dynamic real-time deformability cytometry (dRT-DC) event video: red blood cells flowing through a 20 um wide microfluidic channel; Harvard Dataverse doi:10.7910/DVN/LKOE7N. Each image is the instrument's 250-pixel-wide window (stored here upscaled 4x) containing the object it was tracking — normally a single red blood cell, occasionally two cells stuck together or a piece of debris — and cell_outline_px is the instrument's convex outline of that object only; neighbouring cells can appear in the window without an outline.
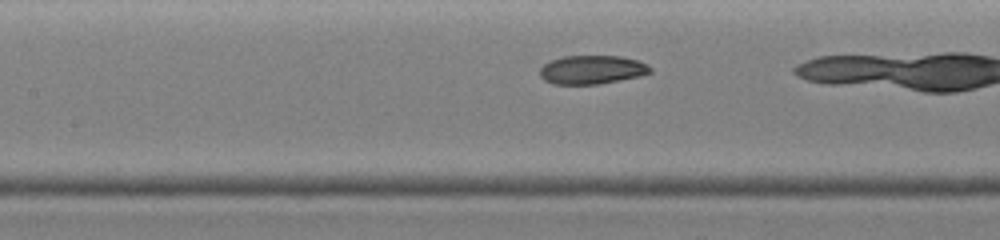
{"species": "common noctule bat (a hibernating species)", "species_latin": "Nyctalus noctula", "temperature_condition": "warm", "stored_images_in_passage": 24, "camera_frame_rate_fps": 3000, "um_per_image_px": 0.085, "animal": {"sex": "female", "body_mass_g": 19.0, "forearm_length_mm": 51.5}, "frame": {"image": 1, "passage_image": 14, "time_ms": 3.333, "image_size_px": [1000, 240], "cell_outline_px": [[652, 72], [640, 76], [600, 84], [552, 84], [544, 80], [540, 76], [540, 68], [544, 64], [552, 60], [564, 56], [620, 56], [636, 60], [648, 64], [652, 68]], "centroid_in_image_um": [50.33, 5.93], "position_along_channel_um": 157.1, "area_um2": 18.5}}